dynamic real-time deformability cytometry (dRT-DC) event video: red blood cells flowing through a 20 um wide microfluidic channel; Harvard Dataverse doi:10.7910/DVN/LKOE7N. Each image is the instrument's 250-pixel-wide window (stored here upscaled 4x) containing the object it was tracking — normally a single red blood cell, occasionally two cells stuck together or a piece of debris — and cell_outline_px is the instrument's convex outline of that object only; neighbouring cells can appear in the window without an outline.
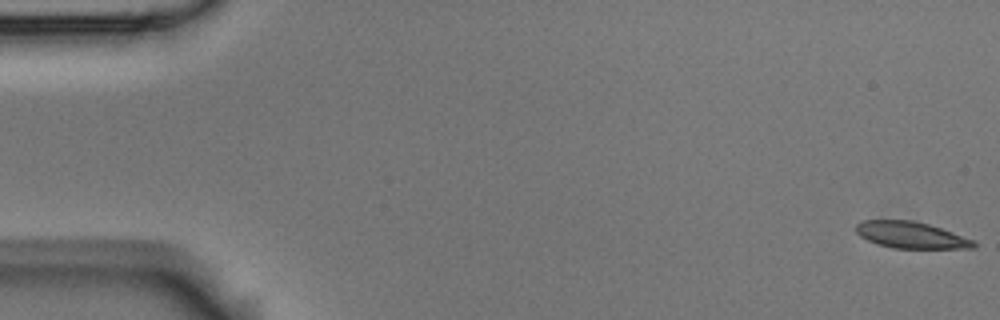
{"species": "Egyptian fruit bat (a non-hibernating species)", "species_latin": "Rousettus aegyptiacus", "temperature_condition": "room temperature", "stored_images_in_passage": 5, "camera_frame_rate_fps": 3000, "um_per_image_px": 0.085, "animal": {"sex": "male"}, "frame": {"image": 1, "passage_image": 1, "time_ms": 0.0, "image_size_px": [1000, 320], "cell_outline_px": [[976, 248], [892, 248], [876, 244], [860, 236], [856, 232], [856, 224], [864, 220], [912, 220], [928, 224], [976, 240]], "centroid_in_image_um": [77.44, 19.98], "position_along_channel_um": 7.6, "area_um2": 18.21}}
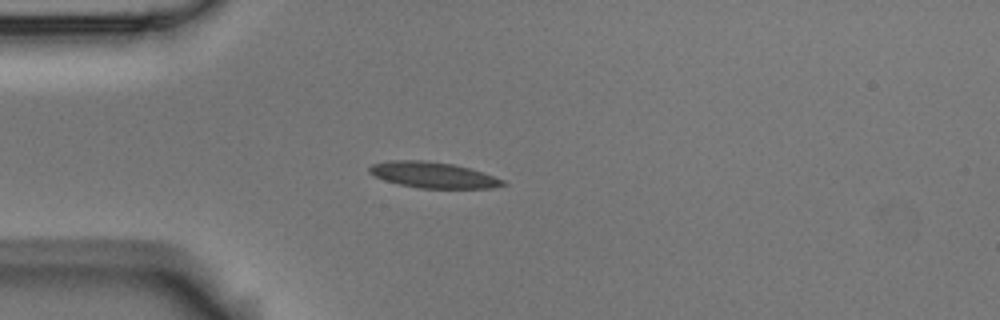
{"frame": {"image": 2, "passage_image": 5, "time_ms": 1.333, "image_size_px": [1000, 320], "cell_outline_px": [[508, 184], [492, 188], [420, 188], [400, 184], [384, 180], [368, 172], [368, 168], [372, 164], [388, 160], [424, 160], [452, 164], [468, 168], [504, 180]], "centroid_in_image_um": [36.78, 14.87], "position_along_channel_um": 48.2, "area_um2": 19.94}}